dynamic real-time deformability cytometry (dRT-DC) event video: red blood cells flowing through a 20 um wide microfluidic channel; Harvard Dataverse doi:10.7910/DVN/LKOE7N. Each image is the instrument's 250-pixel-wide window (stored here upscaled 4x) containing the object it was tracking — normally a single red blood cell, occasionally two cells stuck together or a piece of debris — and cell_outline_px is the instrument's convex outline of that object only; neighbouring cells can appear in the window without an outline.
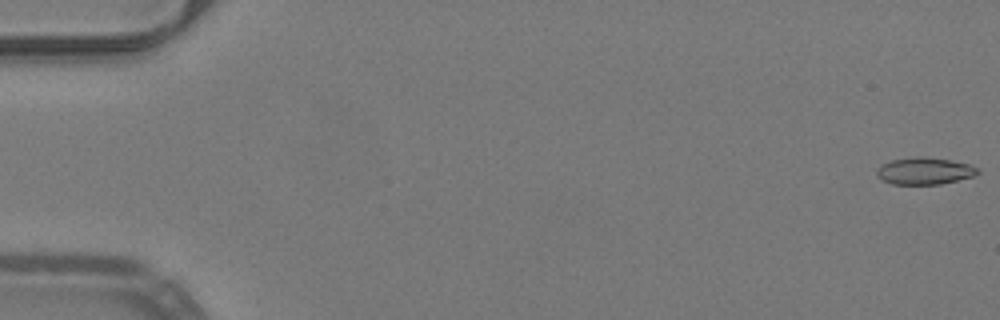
{"species": "common noctule bat (a hibernating species)", "species_latin": "Nyctalus noctula", "temperature_condition": "warm", "stored_images_in_passage": 52, "camera_frame_rate_fps": 3000, "um_per_image_px": 0.085, "animal": {"sex": "male", "body_mass_g": 19.2, "forearm_length_mm": 51.8}, "frame": {"image": 1, "passage_image": 1, "time_ms": 0.0, "image_size_px": [1000, 320], "cell_outline_px": [[980, 172], [972, 176], [940, 184], [892, 184], [876, 176], [876, 168], [880, 164], [892, 160], [916, 156], [924, 156], [952, 160], [968, 164], [980, 168]], "centroid_in_image_um": [78.56, 14.51], "position_along_channel_um": 6.4, "area_um2": 15.95}}
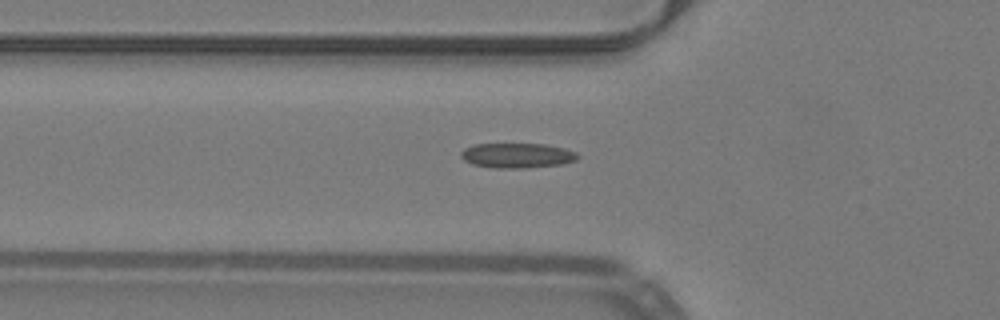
{"frame": {"image": 2, "passage_image": 19, "time_ms": 6.0, "image_size_px": [1000, 320], "cell_outline_px": [[580, 156], [576, 160], [564, 164], [524, 168], [492, 168], [472, 164], [464, 160], [460, 156], [460, 152], [464, 148], [472, 144], [544, 144], [564, 148], [576, 152]], "centroid_in_image_um": [43.94, 13.22], "position_along_channel_um": 81.9, "area_um2": 17.11}}
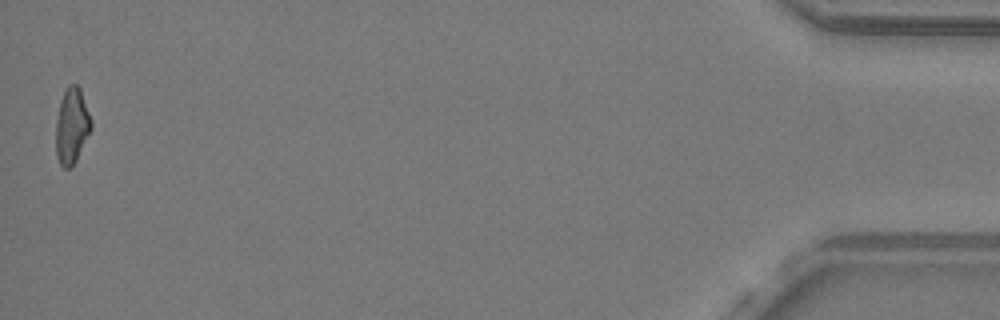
{"frame": {"image": 3, "passage_image": 52, "time_ms": 17.0, "image_size_px": [1000, 320], "cell_outline_px": [[92, 128], [76, 160], [68, 168], [64, 168], [60, 164], [56, 156], [56, 120], [60, 100], [68, 84], [76, 84], [80, 88], [92, 120]], "centroid_in_image_um": [6.1, 10.68], "position_along_channel_um": 429.1, "area_um2": 15.55}, "authors_computed_cell_mechanics": {"area_um2": 16.0973, "velocity_mm_per_s": 4.0228, "shape_relaxation_time_tau1_ms": null, "shape_relaxation_time_tau2_ms": 2.6633, "deformation_change_tau1": null, "deformation_change_tau2": 0.0992}}